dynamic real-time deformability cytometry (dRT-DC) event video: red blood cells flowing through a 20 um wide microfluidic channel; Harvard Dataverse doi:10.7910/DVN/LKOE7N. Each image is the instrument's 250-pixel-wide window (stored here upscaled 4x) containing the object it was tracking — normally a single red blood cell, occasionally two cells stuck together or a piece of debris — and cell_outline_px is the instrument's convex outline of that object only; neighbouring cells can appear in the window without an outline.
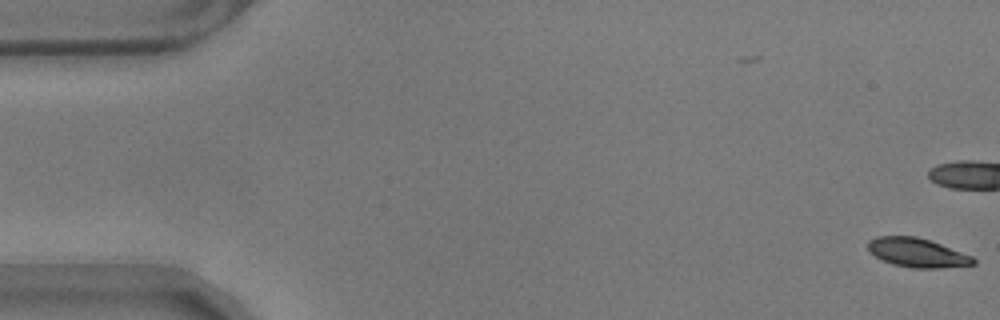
{"species": "common noctule bat (a hibernating species)", "species_latin": "Nyctalus noctula", "temperature_condition": "warm", "stored_images_in_passage": 6, "camera_frame_rate_fps": 3000, "um_per_image_px": 0.085, "animal": {"sex": "male", "body_mass_g": 17.9}, "frame": {"image": 1, "passage_image": 1, "time_ms": 0.0, "image_size_px": [1000, 320], "cell_outline_px": [[976, 264], [940, 268], [912, 268], [892, 264], [880, 260], [868, 252], [868, 240], [876, 236], [916, 236], [940, 244], [972, 256], [976, 260]], "centroid_in_image_um": [77.91, 21.48], "position_along_channel_um": 7.1, "area_um2": 17.92}}